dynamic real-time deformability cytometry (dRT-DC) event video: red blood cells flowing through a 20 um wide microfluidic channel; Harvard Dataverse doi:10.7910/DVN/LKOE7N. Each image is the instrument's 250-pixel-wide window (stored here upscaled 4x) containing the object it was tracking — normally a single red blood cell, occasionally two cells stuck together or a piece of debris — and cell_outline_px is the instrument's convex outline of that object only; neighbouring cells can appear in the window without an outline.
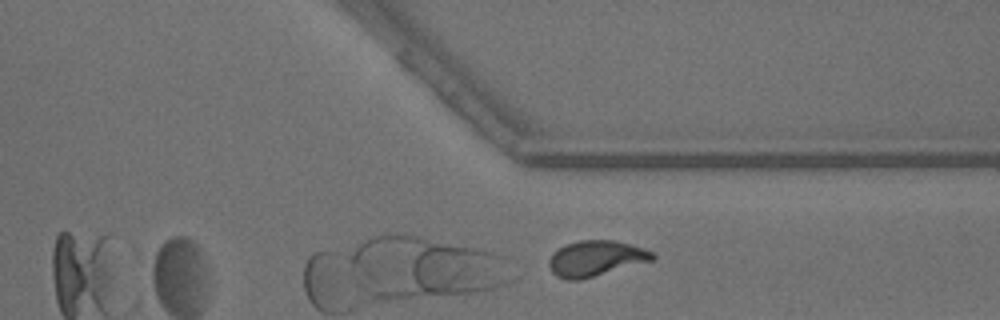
{"species": "common noctule bat (a hibernating species)", "species_latin": "Nyctalus noctula", "temperature_condition": "warm", "stored_images_in_passage": 23, "camera_frame_rate_fps": 3000, "um_per_image_px": 0.085, "animal": {"sex": "male", "body_mass_g": 13.3}, "frame": {"image": 1, "passage_image": 23, "time_ms": 7.333, "image_size_px": [1000, 320], "cell_outline_px": [[656, 256], [652, 260], [580, 280], [568, 280], [556, 276], [552, 272], [548, 264], [548, 260], [552, 252], [568, 244], [580, 240], [616, 240], [644, 248], [652, 252]], "centroid_in_image_um": [50.61, 21.96], "position_along_channel_um": 360.8, "area_um2": 21.33}}